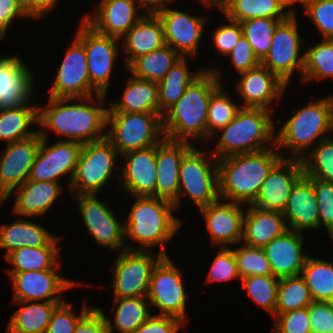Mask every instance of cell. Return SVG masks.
<instances>
[{"mask_svg":"<svg viewBox=\"0 0 333 333\" xmlns=\"http://www.w3.org/2000/svg\"><path fill=\"white\" fill-rule=\"evenodd\" d=\"M106 97L104 94L85 98L49 97L47 105H38L41 138L48 139V130L64 137L63 141H75L82 145L106 138V133H103L107 130L108 108L103 107Z\"/></svg>","mask_w":333,"mask_h":333,"instance_id":"1","label":"cell"},{"mask_svg":"<svg viewBox=\"0 0 333 333\" xmlns=\"http://www.w3.org/2000/svg\"><path fill=\"white\" fill-rule=\"evenodd\" d=\"M221 75L214 68H207L187 87L181 98L162 116L165 138L207 141L208 105L212 93L223 84Z\"/></svg>","mask_w":333,"mask_h":333,"instance_id":"2","label":"cell"},{"mask_svg":"<svg viewBox=\"0 0 333 333\" xmlns=\"http://www.w3.org/2000/svg\"><path fill=\"white\" fill-rule=\"evenodd\" d=\"M274 148L218 159L219 198L252 204L270 171L283 158Z\"/></svg>","mask_w":333,"mask_h":333,"instance_id":"3","label":"cell"},{"mask_svg":"<svg viewBox=\"0 0 333 333\" xmlns=\"http://www.w3.org/2000/svg\"><path fill=\"white\" fill-rule=\"evenodd\" d=\"M133 199L135 202L124 220L126 249L150 251V247L159 244L164 248L183 224L173 215L174 204L152 196H135ZM126 238L140 245L133 247L131 243L127 244Z\"/></svg>","mask_w":333,"mask_h":333,"instance_id":"4","label":"cell"},{"mask_svg":"<svg viewBox=\"0 0 333 333\" xmlns=\"http://www.w3.org/2000/svg\"><path fill=\"white\" fill-rule=\"evenodd\" d=\"M271 110L241 107L236 117L218 130L222 132L212 154L217 159L231 155L258 152L275 146V126L281 119L273 120ZM279 123V124H278ZM218 156V157H217Z\"/></svg>","mask_w":333,"mask_h":333,"instance_id":"5","label":"cell"},{"mask_svg":"<svg viewBox=\"0 0 333 333\" xmlns=\"http://www.w3.org/2000/svg\"><path fill=\"white\" fill-rule=\"evenodd\" d=\"M308 103L293 112L289 120L282 121L283 125L275 135V147L280 149L283 158L282 151L287 148L292 154L290 158L301 159L314 142L317 144V140L329 137L327 133L332 132L333 95Z\"/></svg>","mask_w":333,"mask_h":333,"instance_id":"6","label":"cell"},{"mask_svg":"<svg viewBox=\"0 0 333 333\" xmlns=\"http://www.w3.org/2000/svg\"><path fill=\"white\" fill-rule=\"evenodd\" d=\"M106 128V138L120 155L157 145L165 137L157 113L107 112Z\"/></svg>","mask_w":333,"mask_h":333,"instance_id":"7","label":"cell"},{"mask_svg":"<svg viewBox=\"0 0 333 333\" xmlns=\"http://www.w3.org/2000/svg\"><path fill=\"white\" fill-rule=\"evenodd\" d=\"M195 145L183 156L179 170L178 209L182 195L186 194L200 209L219 199L218 159H210ZM211 160V161H210Z\"/></svg>","mask_w":333,"mask_h":333,"instance_id":"8","label":"cell"},{"mask_svg":"<svg viewBox=\"0 0 333 333\" xmlns=\"http://www.w3.org/2000/svg\"><path fill=\"white\" fill-rule=\"evenodd\" d=\"M119 155L107 138L83 144L69 191L73 195H97L113 176Z\"/></svg>","mask_w":333,"mask_h":333,"instance_id":"9","label":"cell"},{"mask_svg":"<svg viewBox=\"0 0 333 333\" xmlns=\"http://www.w3.org/2000/svg\"><path fill=\"white\" fill-rule=\"evenodd\" d=\"M153 251L123 250L112 266L113 298L147 297L152 272L157 263L168 256L161 250L155 256Z\"/></svg>","mask_w":333,"mask_h":333,"instance_id":"10","label":"cell"},{"mask_svg":"<svg viewBox=\"0 0 333 333\" xmlns=\"http://www.w3.org/2000/svg\"><path fill=\"white\" fill-rule=\"evenodd\" d=\"M295 13L277 25L269 52L261 61L263 66L287 85L291 82L295 70L301 73L302 78L305 63V52L300 50L304 47L305 40L300 38Z\"/></svg>","mask_w":333,"mask_h":333,"instance_id":"11","label":"cell"},{"mask_svg":"<svg viewBox=\"0 0 333 333\" xmlns=\"http://www.w3.org/2000/svg\"><path fill=\"white\" fill-rule=\"evenodd\" d=\"M183 273L173 264L169 256H164L155 266L147 298L150 306H155L160 313L155 315L172 316L186 323L187 293L184 287Z\"/></svg>","mask_w":333,"mask_h":333,"instance_id":"12","label":"cell"},{"mask_svg":"<svg viewBox=\"0 0 333 333\" xmlns=\"http://www.w3.org/2000/svg\"><path fill=\"white\" fill-rule=\"evenodd\" d=\"M76 37L83 43L87 55V69L91 85L107 95L111 73L116 62L120 39L99 34L83 19Z\"/></svg>","mask_w":333,"mask_h":333,"instance_id":"13","label":"cell"},{"mask_svg":"<svg viewBox=\"0 0 333 333\" xmlns=\"http://www.w3.org/2000/svg\"><path fill=\"white\" fill-rule=\"evenodd\" d=\"M82 221L90 237L98 245L112 250H126L124 222L116 219L107 202H101L96 194L74 195Z\"/></svg>","mask_w":333,"mask_h":333,"instance_id":"14","label":"cell"},{"mask_svg":"<svg viewBox=\"0 0 333 333\" xmlns=\"http://www.w3.org/2000/svg\"><path fill=\"white\" fill-rule=\"evenodd\" d=\"M53 80L48 91L52 98H85L100 94L90 83L86 51L76 36Z\"/></svg>","mask_w":333,"mask_h":333,"instance_id":"15","label":"cell"},{"mask_svg":"<svg viewBox=\"0 0 333 333\" xmlns=\"http://www.w3.org/2000/svg\"><path fill=\"white\" fill-rule=\"evenodd\" d=\"M57 269L8 272L13 283L14 301L65 302L62 292L82 285L61 277ZM58 272V273H57Z\"/></svg>","mask_w":333,"mask_h":333,"instance_id":"16","label":"cell"},{"mask_svg":"<svg viewBox=\"0 0 333 333\" xmlns=\"http://www.w3.org/2000/svg\"><path fill=\"white\" fill-rule=\"evenodd\" d=\"M48 140L41 138L28 180L59 182L60 177L69 175L70 185L82 144L59 140L48 146Z\"/></svg>","mask_w":333,"mask_h":333,"instance_id":"17","label":"cell"},{"mask_svg":"<svg viewBox=\"0 0 333 333\" xmlns=\"http://www.w3.org/2000/svg\"><path fill=\"white\" fill-rule=\"evenodd\" d=\"M168 5L156 13L163 25L165 43L181 57H196L207 18L190 15Z\"/></svg>","mask_w":333,"mask_h":333,"instance_id":"18","label":"cell"},{"mask_svg":"<svg viewBox=\"0 0 333 333\" xmlns=\"http://www.w3.org/2000/svg\"><path fill=\"white\" fill-rule=\"evenodd\" d=\"M304 175L301 159L282 158L262 183L251 204L264 210L283 212L295 183Z\"/></svg>","mask_w":333,"mask_h":333,"instance_id":"19","label":"cell"},{"mask_svg":"<svg viewBox=\"0 0 333 333\" xmlns=\"http://www.w3.org/2000/svg\"><path fill=\"white\" fill-rule=\"evenodd\" d=\"M242 206L246 205L219 198L199 209L213 245L229 248V244H241L245 216Z\"/></svg>","mask_w":333,"mask_h":333,"instance_id":"20","label":"cell"},{"mask_svg":"<svg viewBox=\"0 0 333 333\" xmlns=\"http://www.w3.org/2000/svg\"><path fill=\"white\" fill-rule=\"evenodd\" d=\"M193 146V142L174 141L165 137L156 145V198L173 204L178 201L180 164Z\"/></svg>","mask_w":333,"mask_h":333,"instance_id":"21","label":"cell"},{"mask_svg":"<svg viewBox=\"0 0 333 333\" xmlns=\"http://www.w3.org/2000/svg\"><path fill=\"white\" fill-rule=\"evenodd\" d=\"M40 141L38 132L30 138L5 145L0 154V188L7 195L28 180Z\"/></svg>","mask_w":333,"mask_h":333,"instance_id":"22","label":"cell"},{"mask_svg":"<svg viewBox=\"0 0 333 333\" xmlns=\"http://www.w3.org/2000/svg\"><path fill=\"white\" fill-rule=\"evenodd\" d=\"M240 80L234 87L244 103L241 107L269 108L273 102L280 100L288 88L276 74L262 64L239 74Z\"/></svg>","mask_w":333,"mask_h":333,"instance_id":"23","label":"cell"},{"mask_svg":"<svg viewBox=\"0 0 333 333\" xmlns=\"http://www.w3.org/2000/svg\"><path fill=\"white\" fill-rule=\"evenodd\" d=\"M118 177L130 196L155 197L156 188V145L126 152Z\"/></svg>","mask_w":333,"mask_h":333,"instance_id":"24","label":"cell"},{"mask_svg":"<svg viewBox=\"0 0 333 333\" xmlns=\"http://www.w3.org/2000/svg\"><path fill=\"white\" fill-rule=\"evenodd\" d=\"M131 0H101L92 16L84 14L83 20L96 32L121 39L144 15Z\"/></svg>","mask_w":333,"mask_h":333,"instance_id":"25","label":"cell"},{"mask_svg":"<svg viewBox=\"0 0 333 333\" xmlns=\"http://www.w3.org/2000/svg\"><path fill=\"white\" fill-rule=\"evenodd\" d=\"M34 77L18 55L0 57V108L20 107L32 101Z\"/></svg>","mask_w":333,"mask_h":333,"instance_id":"26","label":"cell"},{"mask_svg":"<svg viewBox=\"0 0 333 333\" xmlns=\"http://www.w3.org/2000/svg\"><path fill=\"white\" fill-rule=\"evenodd\" d=\"M304 239V233L288 229L263 247L273 276L280 279L301 275L308 257L302 252Z\"/></svg>","mask_w":333,"mask_h":333,"instance_id":"27","label":"cell"},{"mask_svg":"<svg viewBox=\"0 0 333 333\" xmlns=\"http://www.w3.org/2000/svg\"><path fill=\"white\" fill-rule=\"evenodd\" d=\"M282 214L288 229L299 233L319 229L316 194L312 183L304 175L292 187Z\"/></svg>","mask_w":333,"mask_h":333,"instance_id":"28","label":"cell"},{"mask_svg":"<svg viewBox=\"0 0 333 333\" xmlns=\"http://www.w3.org/2000/svg\"><path fill=\"white\" fill-rule=\"evenodd\" d=\"M63 189L59 182L27 180L15 188L8 198L16 195L13 213L17 216L38 218L53 206Z\"/></svg>","mask_w":333,"mask_h":333,"instance_id":"29","label":"cell"},{"mask_svg":"<svg viewBox=\"0 0 333 333\" xmlns=\"http://www.w3.org/2000/svg\"><path fill=\"white\" fill-rule=\"evenodd\" d=\"M123 42L121 51L127 54L125 68L137 57L164 46L163 25L156 13H146L120 39Z\"/></svg>","mask_w":333,"mask_h":333,"instance_id":"30","label":"cell"},{"mask_svg":"<svg viewBox=\"0 0 333 333\" xmlns=\"http://www.w3.org/2000/svg\"><path fill=\"white\" fill-rule=\"evenodd\" d=\"M286 230L288 227L281 212L264 210L250 204L245 211L242 243L263 248Z\"/></svg>","mask_w":333,"mask_h":333,"instance_id":"31","label":"cell"},{"mask_svg":"<svg viewBox=\"0 0 333 333\" xmlns=\"http://www.w3.org/2000/svg\"><path fill=\"white\" fill-rule=\"evenodd\" d=\"M216 4L226 18L243 22L258 17L287 19L295 12L292 6L296 3L295 0H216Z\"/></svg>","mask_w":333,"mask_h":333,"instance_id":"32","label":"cell"},{"mask_svg":"<svg viewBox=\"0 0 333 333\" xmlns=\"http://www.w3.org/2000/svg\"><path fill=\"white\" fill-rule=\"evenodd\" d=\"M60 238L39 223L18 218L11 224L0 226V249L5 256L22 247L58 246Z\"/></svg>","mask_w":333,"mask_h":333,"instance_id":"33","label":"cell"},{"mask_svg":"<svg viewBox=\"0 0 333 333\" xmlns=\"http://www.w3.org/2000/svg\"><path fill=\"white\" fill-rule=\"evenodd\" d=\"M109 106L107 112L159 114L158 83L131 74L126 81L121 100L110 101Z\"/></svg>","mask_w":333,"mask_h":333,"instance_id":"34","label":"cell"},{"mask_svg":"<svg viewBox=\"0 0 333 333\" xmlns=\"http://www.w3.org/2000/svg\"><path fill=\"white\" fill-rule=\"evenodd\" d=\"M21 305L10 317L6 333H46L54 310L63 302L13 301Z\"/></svg>","mask_w":333,"mask_h":333,"instance_id":"35","label":"cell"},{"mask_svg":"<svg viewBox=\"0 0 333 333\" xmlns=\"http://www.w3.org/2000/svg\"><path fill=\"white\" fill-rule=\"evenodd\" d=\"M26 103L20 107L0 108V141L9 144L36 135L38 130V104ZM35 105V106H34Z\"/></svg>","mask_w":333,"mask_h":333,"instance_id":"36","label":"cell"},{"mask_svg":"<svg viewBox=\"0 0 333 333\" xmlns=\"http://www.w3.org/2000/svg\"><path fill=\"white\" fill-rule=\"evenodd\" d=\"M112 314L114 318H108L104 310L97 307L104 315L107 326L114 332L133 333L150 317V302L147 297L113 298ZM114 310V313H113ZM114 321V323H112Z\"/></svg>","mask_w":333,"mask_h":333,"instance_id":"37","label":"cell"},{"mask_svg":"<svg viewBox=\"0 0 333 333\" xmlns=\"http://www.w3.org/2000/svg\"><path fill=\"white\" fill-rule=\"evenodd\" d=\"M186 57L177 60L165 76L158 82L159 115L173 106L186 91L187 87L198 78L204 70L189 71Z\"/></svg>","mask_w":333,"mask_h":333,"instance_id":"38","label":"cell"},{"mask_svg":"<svg viewBox=\"0 0 333 333\" xmlns=\"http://www.w3.org/2000/svg\"><path fill=\"white\" fill-rule=\"evenodd\" d=\"M181 56L169 45L151 51L134 59L126 71L133 76L152 82H159Z\"/></svg>","mask_w":333,"mask_h":333,"instance_id":"39","label":"cell"},{"mask_svg":"<svg viewBox=\"0 0 333 333\" xmlns=\"http://www.w3.org/2000/svg\"><path fill=\"white\" fill-rule=\"evenodd\" d=\"M58 246L22 247L7 254L5 259L13 267L8 272L42 271L60 267Z\"/></svg>","mask_w":333,"mask_h":333,"instance_id":"40","label":"cell"},{"mask_svg":"<svg viewBox=\"0 0 333 333\" xmlns=\"http://www.w3.org/2000/svg\"><path fill=\"white\" fill-rule=\"evenodd\" d=\"M301 276L313 301L333 302V262L308 256Z\"/></svg>","mask_w":333,"mask_h":333,"instance_id":"41","label":"cell"},{"mask_svg":"<svg viewBox=\"0 0 333 333\" xmlns=\"http://www.w3.org/2000/svg\"><path fill=\"white\" fill-rule=\"evenodd\" d=\"M304 52L303 81L333 78V39H321Z\"/></svg>","mask_w":333,"mask_h":333,"instance_id":"42","label":"cell"},{"mask_svg":"<svg viewBox=\"0 0 333 333\" xmlns=\"http://www.w3.org/2000/svg\"><path fill=\"white\" fill-rule=\"evenodd\" d=\"M318 141L302 158L305 177H315L333 183V138Z\"/></svg>","mask_w":333,"mask_h":333,"instance_id":"43","label":"cell"},{"mask_svg":"<svg viewBox=\"0 0 333 333\" xmlns=\"http://www.w3.org/2000/svg\"><path fill=\"white\" fill-rule=\"evenodd\" d=\"M312 302L310 290L301 275L280 278L275 314L308 307Z\"/></svg>","mask_w":333,"mask_h":333,"instance_id":"44","label":"cell"},{"mask_svg":"<svg viewBox=\"0 0 333 333\" xmlns=\"http://www.w3.org/2000/svg\"><path fill=\"white\" fill-rule=\"evenodd\" d=\"M228 95L222 84L211 95L208 105L207 140L217 136V130L226 127L241 109Z\"/></svg>","mask_w":333,"mask_h":333,"instance_id":"45","label":"cell"},{"mask_svg":"<svg viewBox=\"0 0 333 333\" xmlns=\"http://www.w3.org/2000/svg\"><path fill=\"white\" fill-rule=\"evenodd\" d=\"M250 299L272 316L277 306V293L280 279L273 275H254L240 279Z\"/></svg>","mask_w":333,"mask_h":333,"instance_id":"46","label":"cell"},{"mask_svg":"<svg viewBox=\"0 0 333 333\" xmlns=\"http://www.w3.org/2000/svg\"><path fill=\"white\" fill-rule=\"evenodd\" d=\"M284 20L286 19L258 17L240 22L243 35L250 43L255 55L260 61H262L269 52L275 28Z\"/></svg>","mask_w":333,"mask_h":333,"instance_id":"47","label":"cell"},{"mask_svg":"<svg viewBox=\"0 0 333 333\" xmlns=\"http://www.w3.org/2000/svg\"><path fill=\"white\" fill-rule=\"evenodd\" d=\"M241 278L254 275H272L271 266L263 248L240 245L232 249Z\"/></svg>","mask_w":333,"mask_h":333,"instance_id":"48","label":"cell"},{"mask_svg":"<svg viewBox=\"0 0 333 333\" xmlns=\"http://www.w3.org/2000/svg\"><path fill=\"white\" fill-rule=\"evenodd\" d=\"M305 9L322 35V39H333V0H295Z\"/></svg>","mask_w":333,"mask_h":333,"instance_id":"49","label":"cell"},{"mask_svg":"<svg viewBox=\"0 0 333 333\" xmlns=\"http://www.w3.org/2000/svg\"><path fill=\"white\" fill-rule=\"evenodd\" d=\"M313 185L318 204L319 229L333 236V183L315 177H306Z\"/></svg>","mask_w":333,"mask_h":333,"instance_id":"50","label":"cell"},{"mask_svg":"<svg viewBox=\"0 0 333 333\" xmlns=\"http://www.w3.org/2000/svg\"><path fill=\"white\" fill-rule=\"evenodd\" d=\"M72 302L61 303L53 312L46 333H74L78 321L93 307L83 303L80 314L75 315Z\"/></svg>","mask_w":333,"mask_h":333,"instance_id":"51","label":"cell"},{"mask_svg":"<svg viewBox=\"0 0 333 333\" xmlns=\"http://www.w3.org/2000/svg\"><path fill=\"white\" fill-rule=\"evenodd\" d=\"M233 279H241L233 250L231 247H221L211 264L206 282H226Z\"/></svg>","mask_w":333,"mask_h":333,"instance_id":"52","label":"cell"},{"mask_svg":"<svg viewBox=\"0 0 333 333\" xmlns=\"http://www.w3.org/2000/svg\"><path fill=\"white\" fill-rule=\"evenodd\" d=\"M274 333H311L308 307L274 315Z\"/></svg>","mask_w":333,"mask_h":333,"instance_id":"53","label":"cell"},{"mask_svg":"<svg viewBox=\"0 0 333 333\" xmlns=\"http://www.w3.org/2000/svg\"><path fill=\"white\" fill-rule=\"evenodd\" d=\"M311 333L333 331V302L313 301L308 306Z\"/></svg>","mask_w":333,"mask_h":333,"instance_id":"54","label":"cell"},{"mask_svg":"<svg viewBox=\"0 0 333 333\" xmlns=\"http://www.w3.org/2000/svg\"><path fill=\"white\" fill-rule=\"evenodd\" d=\"M228 23L216 28L212 34L216 49L225 56L229 54L243 35L240 22L226 18Z\"/></svg>","mask_w":333,"mask_h":333,"instance_id":"55","label":"cell"},{"mask_svg":"<svg viewBox=\"0 0 333 333\" xmlns=\"http://www.w3.org/2000/svg\"><path fill=\"white\" fill-rule=\"evenodd\" d=\"M226 56L230 57V64L233 65L239 74L261 64V61L255 55L253 48L244 35L240 37L232 51Z\"/></svg>","mask_w":333,"mask_h":333,"instance_id":"56","label":"cell"},{"mask_svg":"<svg viewBox=\"0 0 333 333\" xmlns=\"http://www.w3.org/2000/svg\"><path fill=\"white\" fill-rule=\"evenodd\" d=\"M184 326L185 323L178 318L153 315L133 333H178Z\"/></svg>","mask_w":333,"mask_h":333,"instance_id":"57","label":"cell"},{"mask_svg":"<svg viewBox=\"0 0 333 333\" xmlns=\"http://www.w3.org/2000/svg\"><path fill=\"white\" fill-rule=\"evenodd\" d=\"M27 17L23 0H0V36L5 39L6 30L12 20H22Z\"/></svg>","mask_w":333,"mask_h":333,"instance_id":"58","label":"cell"},{"mask_svg":"<svg viewBox=\"0 0 333 333\" xmlns=\"http://www.w3.org/2000/svg\"><path fill=\"white\" fill-rule=\"evenodd\" d=\"M74 333H113L103 313L93 306L76 324Z\"/></svg>","mask_w":333,"mask_h":333,"instance_id":"59","label":"cell"},{"mask_svg":"<svg viewBox=\"0 0 333 333\" xmlns=\"http://www.w3.org/2000/svg\"><path fill=\"white\" fill-rule=\"evenodd\" d=\"M60 2L59 0H23L28 18L41 19L48 15Z\"/></svg>","mask_w":333,"mask_h":333,"instance_id":"60","label":"cell"},{"mask_svg":"<svg viewBox=\"0 0 333 333\" xmlns=\"http://www.w3.org/2000/svg\"><path fill=\"white\" fill-rule=\"evenodd\" d=\"M134 1L136 4L138 2V6L142 10H146L148 13H157L159 12L166 3H170L171 0H131Z\"/></svg>","mask_w":333,"mask_h":333,"instance_id":"61","label":"cell"},{"mask_svg":"<svg viewBox=\"0 0 333 333\" xmlns=\"http://www.w3.org/2000/svg\"><path fill=\"white\" fill-rule=\"evenodd\" d=\"M199 2L205 3L204 5L205 7L207 6L208 9L217 6L216 0H199Z\"/></svg>","mask_w":333,"mask_h":333,"instance_id":"62","label":"cell"},{"mask_svg":"<svg viewBox=\"0 0 333 333\" xmlns=\"http://www.w3.org/2000/svg\"><path fill=\"white\" fill-rule=\"evenodd\" d=\"M8 201V195L0 188V204Z\"/></svg>","mask_w":333,"mask_h":333,"instance_id":"63","label":"cell"}]
</instances>
